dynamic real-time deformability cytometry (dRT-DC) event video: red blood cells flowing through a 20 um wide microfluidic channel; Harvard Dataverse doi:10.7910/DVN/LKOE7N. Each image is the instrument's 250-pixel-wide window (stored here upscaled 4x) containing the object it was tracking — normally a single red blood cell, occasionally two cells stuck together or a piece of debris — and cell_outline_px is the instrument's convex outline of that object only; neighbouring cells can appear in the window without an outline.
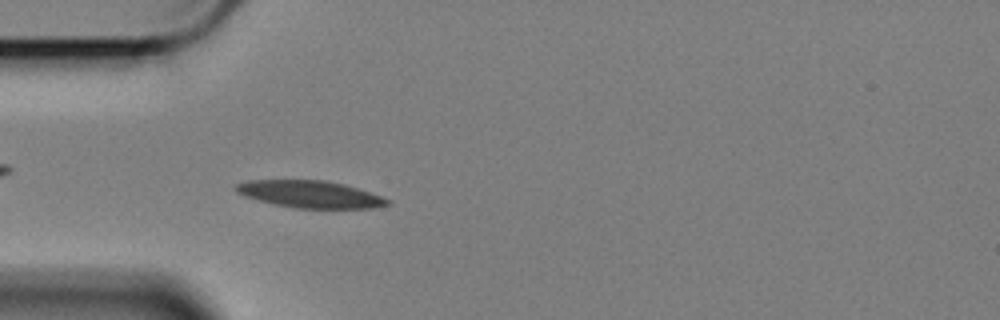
{"species": "Egyptian fruit bat (a non-hibernating species)", "species_latin": "Rousettus aegyptiacus", "temperature_condition": "cold", "stored_images_in_passage": 46, "camera_frame_rate_fps": 3000, "um_per_image_px": 0.085, "animal": {"sex": "female"}, "frame": {"image": 1, "passage_image": 16, "time_ms": 5.0, "image_size_px": [1000, 320], "cell_outline_px": [[392, 204], [372, 208], [292, 208], [272, 204], [256, 200], [244, 196], [236, 192], [232, 188], [236, 184], [248, 180], [324, 180], [344, 184], [392, 200]], "centroid_in_image_um": [26.3, 16.51], "position_along_channel_um": 58.7, "area_um2": 24.1}}
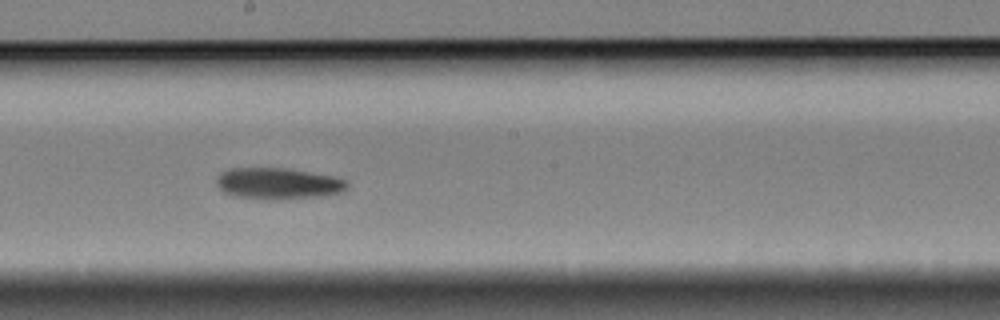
{"frame": {"image": 2, "passage_image": 31, "time_ms": 10.0, "image_size_px": [1000, 320], "cell_outline_px": [[348, 188], [344, 192], [324, 196], [280, 200], [272, 200], [232, 196], [224, 192], [216, 184], [216, 180], [220, 172], [232, 168], [284, 168], [332, 176], [344, 180], [348, 184]], "centroid_in_image_um": [23.63, 15.62], "position_along_channel_um": 224.6, "area_um2": 24.04}}
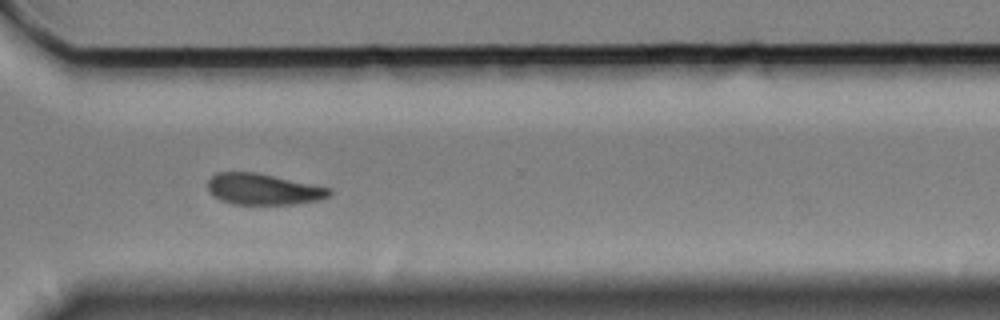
{"frame": {"image": 3, "passage_image": 42, "time_ms": 13.667, "image_size_px": [1000, 320], "cell_outline_px": [[332, 192], [328, 196], [320, 200], [296, 204], [232, 204], [220, 200], [212, 196], [208, 192], [208, 180], [216, 172], [256, 172], [332, 188]], "centroid_in_image_um": [22.36, 16.08], "position_along_channel_um": 348.2, "area_um2": 22.25}}